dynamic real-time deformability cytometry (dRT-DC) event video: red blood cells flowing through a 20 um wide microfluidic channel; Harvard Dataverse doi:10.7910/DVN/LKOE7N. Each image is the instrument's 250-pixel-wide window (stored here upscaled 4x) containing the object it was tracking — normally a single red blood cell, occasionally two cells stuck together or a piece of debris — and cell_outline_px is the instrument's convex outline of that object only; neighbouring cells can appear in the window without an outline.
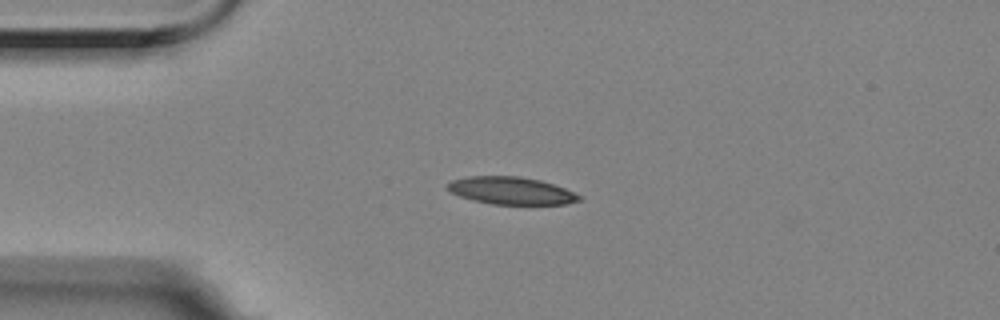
{"species": "Egyptian fruit bat (a non-hibernating species)", "species_latin": "Rousettus aegyptiacus", "temperature_condition": "room temperature", "stored_images_in_passage": 44, "camera_frame_rate_fps": 3000, "um_per_image_px": 0.085, "animal": {"sex": "female"}, "frame": {"image": 1, "passage_image": 1, "time_ms": 0.0, "image_size_px": [1000, 320], "cell_outline_px": [[580, 200], [568, 204], [492, 204], [472, 200], [448, 192], [448, 184], [452, 180], [468, 176], [520, 176], [540, 180], [564, 188], [580, 196]], "centroid_in_image_um": [43.41, 16.2], "position_along_channel_um": 41.6, "area_um2": 20.92}}
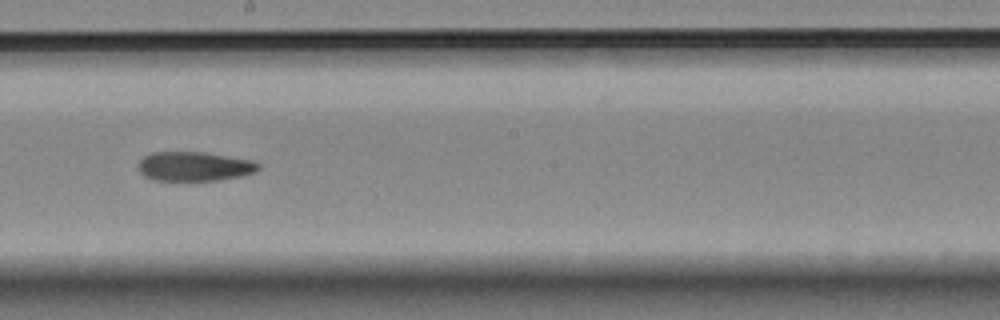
{"frame": {"image": 2, "passage_image": 19, "time_ms": 6.0, "image_size_px": [1000, 320], "cell_outline_px": [[260, 168], [256, 172], [240, 176], [216, 180], [152, 180], [144, 176], [140, 172], [140, 160], [144, 156], [152, 152], [204, 152], [252, 160], [260, 164]], "centroid_in_image_um": [16.53, 14.14], "position_along_channel_um": 231.7, "area_um2": 20.4}}
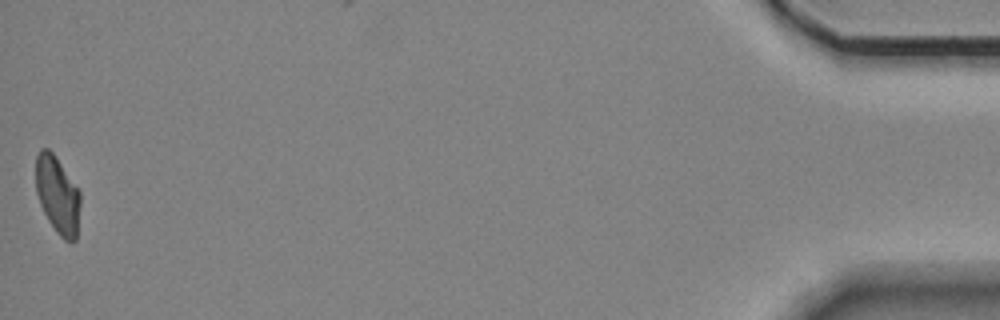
{"frame": {"image": 3, "passage_image": 44, "time_ms": 14.333, "image_size_px": [1000, 320], "cell_outline_px": [[80, 204], [76, 240], [72, 244], [64, 240], [56, 232], [48, 220], [40, 204], [36, 192], [36, 156], [40, 148], [48, 148], [52, 152], [80, 192]], "centroid_in_image_um": [4.88, 16.61], "position_along_channel_um": 430.3, "area_um2": 20.0}, "authors_computed_cell_mechanics": {"area_um2": 21.3282, "velocity_mm_per_s": 3.527, "shape_relaxation_time_tau1_ms": null, "shape_relaxation_time_tau2_ms": 7.1701, "deformation_change_tau1": null, "deformation_change_tau2": 0.1513}}